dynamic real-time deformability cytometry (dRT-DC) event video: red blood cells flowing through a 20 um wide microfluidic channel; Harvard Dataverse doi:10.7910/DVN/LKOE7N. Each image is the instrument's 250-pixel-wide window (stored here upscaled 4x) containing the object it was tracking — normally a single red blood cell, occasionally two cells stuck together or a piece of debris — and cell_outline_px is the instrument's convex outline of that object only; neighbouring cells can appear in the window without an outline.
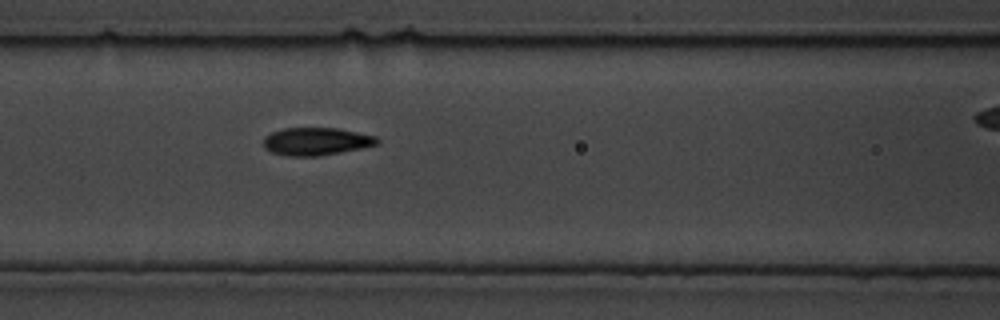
{"species": "common noctule bat (a hibernating species)", "species_latin": "Nyctalus noctula", "temperature_condition": "cold", "stored_images_in_passage": 10, "segment_of_instrument_passage": [1, 2], "camera_frame_rate_fps": 3000, "um_per_image_px": 0.085, "animal": {"sex": "male", "body_mass_g": 19.5, "forearm_length_mm": 54.6}, "frame": {"image": 1, "passage_image": 4, "time_ms": 1.0, "image_size_px": [1000, 320], "cell_outline_px": [[380, 144], [340, 152], [316, 156], [288, 156], [272, 152], [264, 148], [264, 136], [272, 132], [284, 128], [336, 128], [376, 136], [380, 140]], "centroid_in_image_um": [26.88, 12.02], "position_along_channel_um": 139.7, "area_um2": 18.26}}
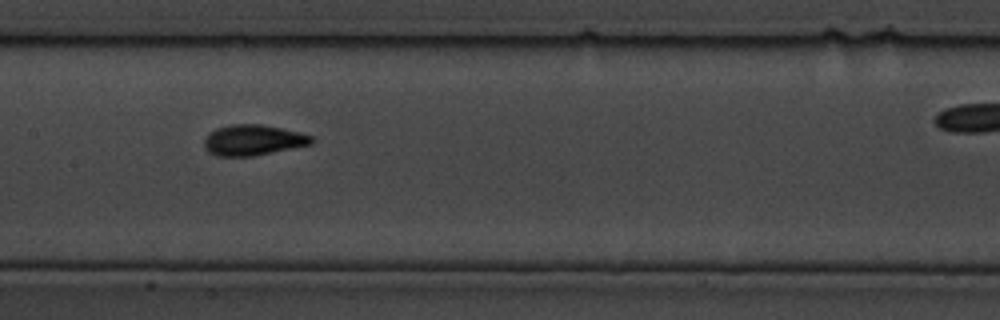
{"frame": {"image": 2, "passage_image": 6, "time_ms": 1.667, "image_size_px": [1000, 320], "cell_outline_px": [[316, 140], [312, 144], [256, 156], [216, 156], [208, 152], [204, 148], [204, 140], [208, 132], [216, 128], [232, 124], [260, 124], [300, 132], [312, 136]], "centroid_in_image_um": [21.5, 11.91], "position_along_channel_um": 185.9, "area_um2": 19.42}}
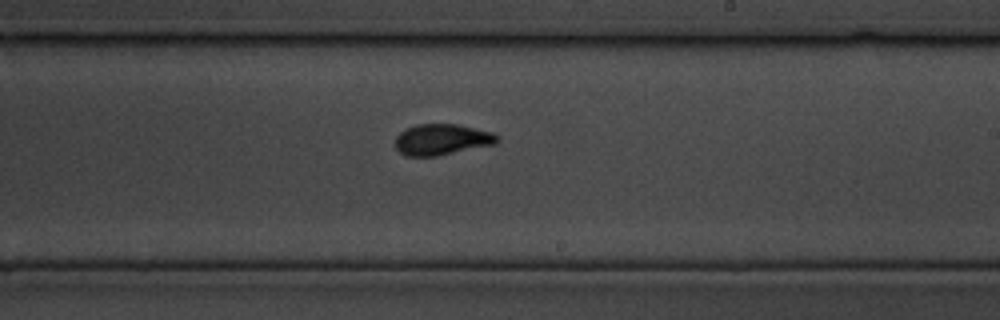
{"frame": {"image": 3, "passage_image": 9, "time_ms": 2.667, "image_size_px": [1000, 320], "cell_outline_px": [[500, 140], [496, 144], [436, 156], [404, 156], [396, 148], [396, 136], [400, 132], [416, 124], [456, 124], [492, 132], [500, 136]], "centroid_in_image_um": [37.58, 11.86], "position_along_channel_um": 251.4, "area_um2": 18.44}}